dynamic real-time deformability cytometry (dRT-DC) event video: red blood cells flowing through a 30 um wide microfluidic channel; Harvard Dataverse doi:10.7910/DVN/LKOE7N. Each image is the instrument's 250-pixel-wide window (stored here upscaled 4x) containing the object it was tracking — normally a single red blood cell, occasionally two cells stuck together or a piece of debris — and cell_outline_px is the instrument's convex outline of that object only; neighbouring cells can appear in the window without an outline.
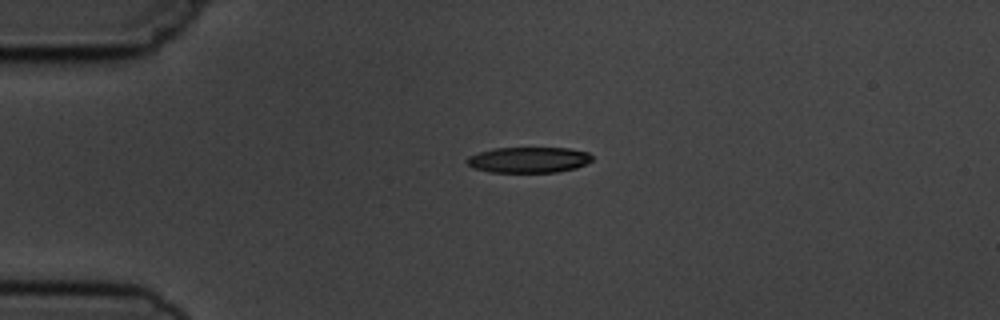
{"species": "common noctule bat (a hibernating species)", "species_latin": "Nyctalus noctula", "temperature_condition": "cold", "stored_images_in_passage": 2, "camera_frame_rate_fps": 3000, "um_per_image_px": 0.085, "animal": {"sex": "male", "body_mass_g": 19.5, "forearm_length_mm": 54.6}, "frame": {"image": 1, "passage_image": 1, "time_ms": 0.0, "image_size_px": [1000, 320], "cell_outline_px": [[592, 160], [576, 168], [556, 172], [488, 172], [472, 168], [464, 160], [468, 156], [492, 148], [568, 148], [588, 152], [592, 156]], "centroid_in_image_um": [44.89, 13.59], "position_along_channel_um": 40.1, "area_um2": 18.84}}